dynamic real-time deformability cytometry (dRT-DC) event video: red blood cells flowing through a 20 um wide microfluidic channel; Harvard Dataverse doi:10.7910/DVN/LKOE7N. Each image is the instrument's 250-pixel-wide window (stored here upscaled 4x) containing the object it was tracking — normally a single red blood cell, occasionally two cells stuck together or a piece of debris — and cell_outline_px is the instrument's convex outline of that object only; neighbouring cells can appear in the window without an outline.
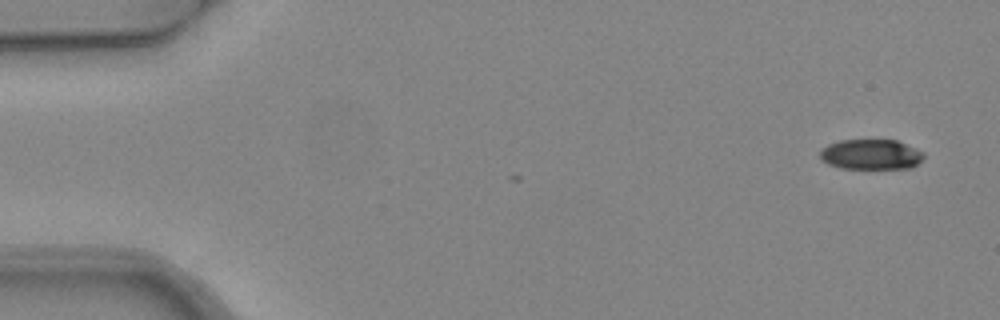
{"species": "common noctule bat (a hibernating species)", "species_latin": "Nyctalus noctula", "temperature_condition": "warm", "stored_images_in_passage": 6, "camera_frame_rate_fps": 3000, "um_per_image_px": 0.085, "animal": {"sex": "female", "body_mass_g": 24.6, "forearm_length_mm": 56.2}, "frame": {"image": 1, "passage_image": 1, "time_ms": 0.0, "image_size_px": [1000, 320], "cell_outline_px": [[924, 156], [912, 168], [840, 168], [828, 164], [820, 160], [820, 148], [828, 144], [840, 140], [896, 140], [916, 148], [924, 152]], "centroid_in_image_um": [73.99, 13.12], "position_along_channel_um": 11.0, "area_um2": 18.32}}
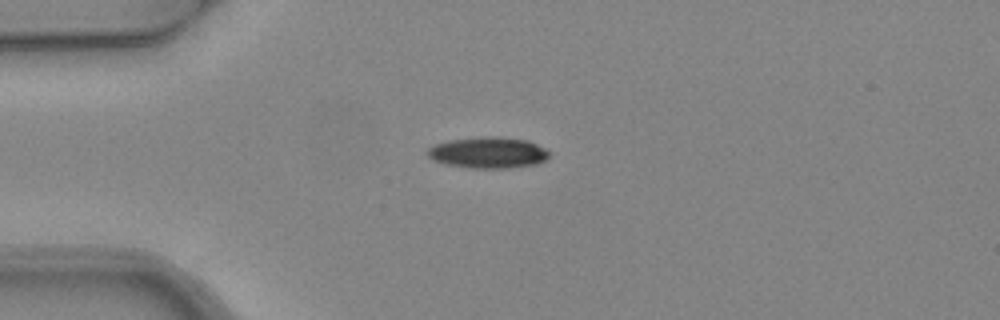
{"frame": {"image": 2, "passage_image": 4, "time_ms": 1.0, "image_size_px": [1000, 320], "cell_outline_px": [[552, 152], [544, 160], [536, 164], [508, 168], [472, 168], [444, 164], [432, 160], [424, 152], [428, 148], [436, 144], [448, 140], [488, 136], [528, 140]], "centroid_in_image_um": [41.46, 12.98], "position_along_channel_um": 43.5, "area_um2": 22.14}}
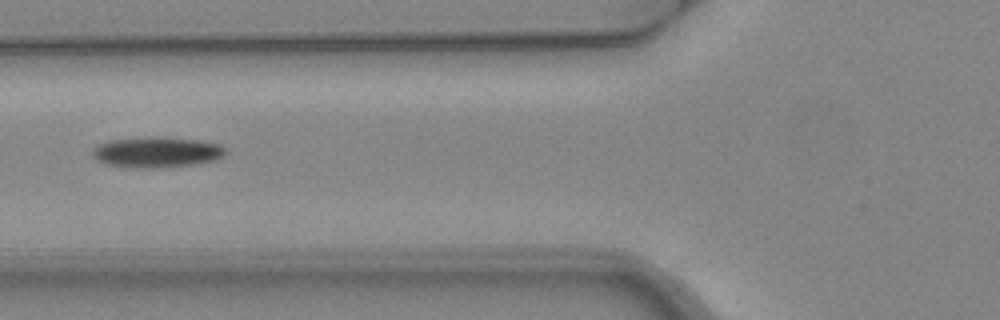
{"frame": {"image": 3, "passage_image": 6, "time_ms": 1.667, "image_size_px": [1000, 320], "cell_outline_px": [[224, 156], [216, 160], [192, 164], [160, 168], [132, 168], [104, 164], [96, 160], [92, 156], [92, 148], [96, 144], [108, 140], [148, 136], [160, 136], [196, 140], [220, 144], [224, 148]], "centroid_in_image_um": [13.24, 12.93], "position_along_channel_um": 112.6, "area_um2": 24.16}}